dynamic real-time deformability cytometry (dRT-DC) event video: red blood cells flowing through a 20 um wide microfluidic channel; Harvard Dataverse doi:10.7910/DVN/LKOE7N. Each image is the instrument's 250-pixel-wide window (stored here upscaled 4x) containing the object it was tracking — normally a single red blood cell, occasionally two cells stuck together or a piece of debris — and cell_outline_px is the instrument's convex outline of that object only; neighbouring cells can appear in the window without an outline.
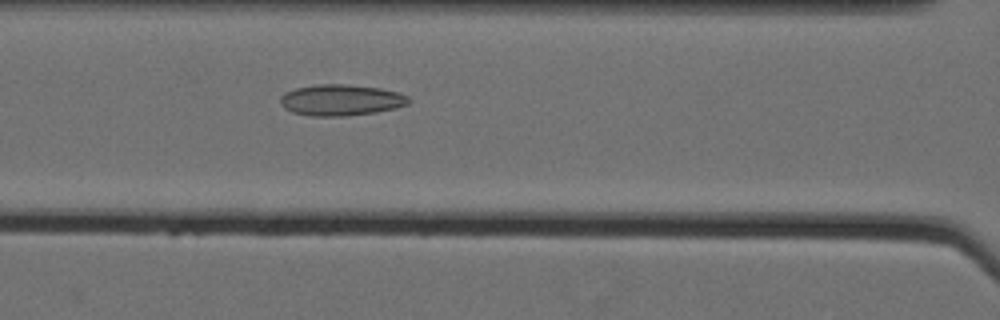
{"species": "Egyptian fruit bat (a non-hibernating species)", "species_latin": "Rousettus aegyptiacus", "temperature_condition": "cold", "stored_images_in_passage": 57, "camera_frame_rate_fps": 3000, "um_per_image_px": 0.085, "animal": {"sex": "female"}, "frame": {"image": 1, "passage_image": 27, "time_ms": 8.667, "image_size_px": [1000, 320], "cell_outline_px": [[412, 100], [408, 104], [396, 108], [376, 112], [344, 116], [312, 116], [292, 112], [284, 108], [280, 104], [280, 96], [284, 92], [296, 88], [316, 84], [348, 84], [380, 88], [400, 92], [408, 96]], "centroid_in_image_um": [28.99, 8.5], "position_along_channel_um": 137.6, "area_um2": 23.58}}
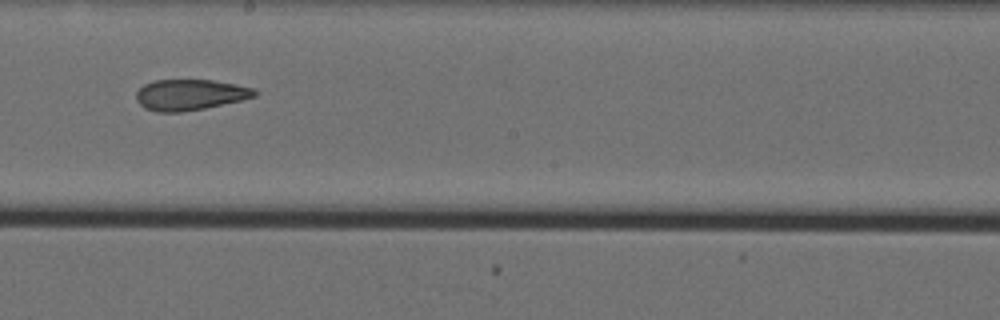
{"frame": {"image": 2, "passage_image": 35, "time_ms": 11.333, "image_size_px": [1000, 320], "cell_outline_px": [[256, 96], [240, 100], [204, 108], [180, 112], [156, 112], [144, 108], [136, 100], [136, 92], [144, 84], [156, 80], [212, 80], [236, 84], [252, 88], [256, 92]], "centroid_in_image_um": [16.1, 8.05], "position_along_channel_um": 232.1, "area_um2": 21.1}}
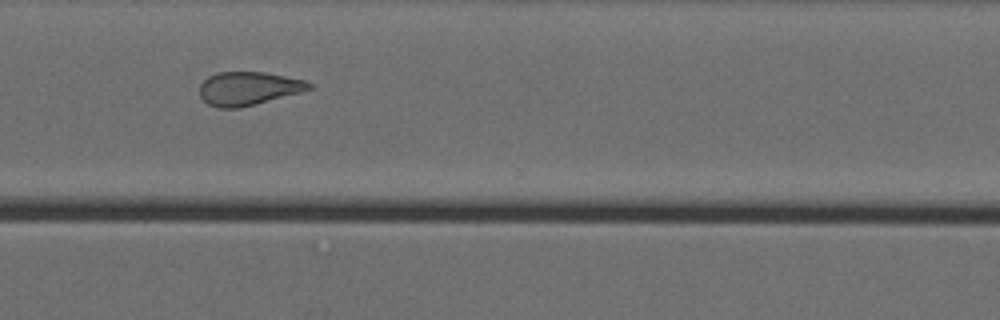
{"frame": {"image": 3, "passage_image": 45, "time_ms": 14.667, "image_size_px": [1000, 320], "cell_outline_px": [[312, 88], [300, 92], [256, 104], [240, 108], [220, 108], [208, 104], [200, 96], [200, 84], [208, 76], [216, 72], [264, 72], [304, 80], [312, 84]], "centroid_in_image_um": [21.08, 7.52], "position_along_channel_um": 349.5, "area_um2": 21.21}, "authors_computed_cell_mechanics": {"area_um2": 23.0622, "velocity_mm_per_s": 3.5479, "shape_relaxation_time_tau1_ms": 10.9929, "shape_relaxation_time_tau2_ms": 4.4147, "deformation_change_tau1": 0.2052, "deformation_change_tau2": 0.1235}}